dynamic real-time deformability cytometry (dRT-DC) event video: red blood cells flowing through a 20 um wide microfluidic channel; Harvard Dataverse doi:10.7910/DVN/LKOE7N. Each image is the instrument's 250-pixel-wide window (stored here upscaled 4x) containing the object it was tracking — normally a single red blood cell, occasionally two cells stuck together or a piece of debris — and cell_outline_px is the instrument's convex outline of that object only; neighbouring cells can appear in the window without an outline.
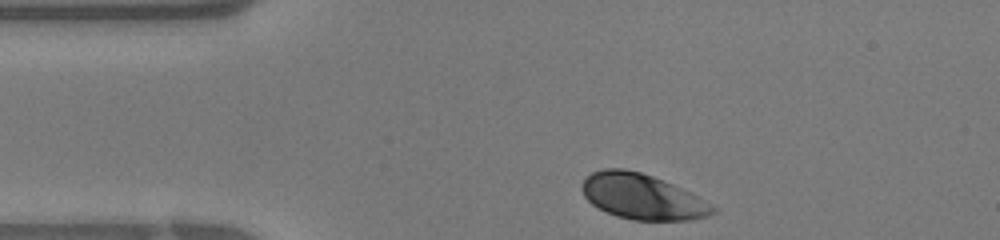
{"species": "human", "species_latin": "Homo sapiens", "temperature_condition": "warm", "stored_images_in_passage": 25, "camera_frame_rate_fps": 3000, "um_per_image_px": 0.085, "donor": {"sex": "female"}, "frame": {"image": 1, "passage_image": 1, "time_ms": 0.0, "image_size_px": [1000, 240], "cell_outline_px": [[716, 212], [708, 216], [692, 220], [632, 220], [616, 216], [592, 204], [584, 196], [580, 188], [580, 184], [592, 172], [604, 168], [624, 168], [640, 172], [652, 176], [672, 184], [696, 196], [716, 208]], "centroid_in_image_um": [54.55, 16.71], "position_along_channel_um": 30.4, "area_um2": 34.33}}
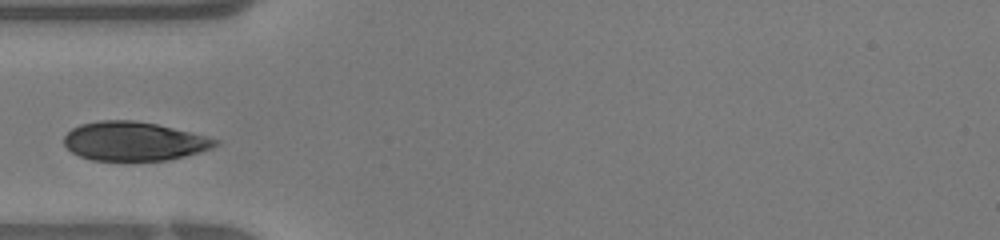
{"frame": {"image": 2, "passage_image": 6, "time_ms": 1.667, "image_size_px": [1000, 240], "cell_outline_px": [[220, 144], [212, 148], [200, 152], [168, 160], [92, 160], [80, 156], [72, 152], [64, 144], [64, 136], [72, 128], [80, 124], [100, 120], [132, 120], [156, 124], [192, 132], [208, 136], [220, 140]], "centroid_in_image_um": [11.41, 12.0], "position_along_channel_um": 73.6, "area_um2": 34.33}}
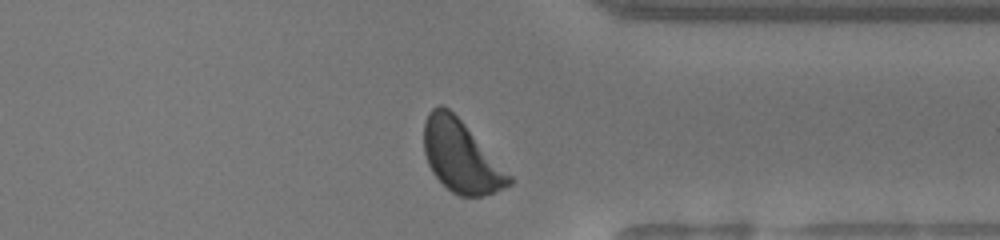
{"frame": {"image": 3, "passage_image": 24, "time_ms": 7.667, "image_size_px": [1000, 240], "cell_outline_px": [[512, 184], [504, 188], [484, 196], [460, 196], [452, 192], [432, 172], [428, 164], [424, 152], [424, 124], [428, 112], [432, 108], [440, 104], [448, 108], [464, 124], [512, 176]], "centroid_in_image_um": [39.17, 13.31], "position_along_channel_um": 372.2, "area_um2": 35.14}}